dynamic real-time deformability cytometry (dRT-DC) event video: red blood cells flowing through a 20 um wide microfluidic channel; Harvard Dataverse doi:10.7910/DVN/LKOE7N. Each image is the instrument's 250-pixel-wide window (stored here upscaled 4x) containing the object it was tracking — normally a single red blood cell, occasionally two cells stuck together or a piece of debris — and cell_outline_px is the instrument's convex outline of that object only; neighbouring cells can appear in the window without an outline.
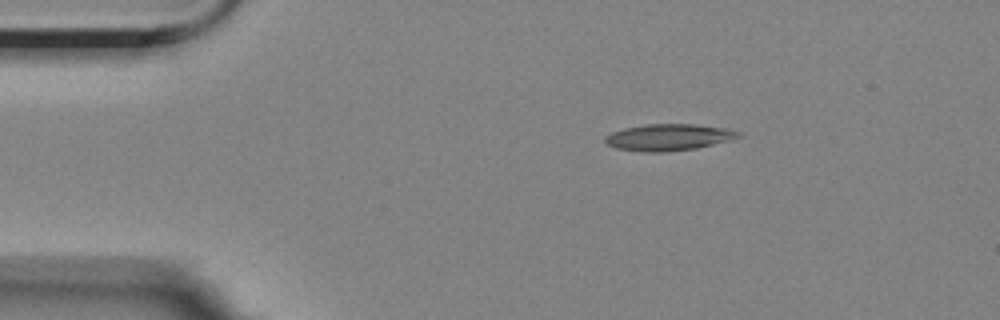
{"species": "Egyptian fruit bat (a non-hibernating species)", "species_latin": "Rousettus aegyptiacus", "temperature_condition": "room temperature", "stored_images_in_passage": 4, "camera_frame_rate_fps": 3000, "um_per_image_px": 0.085, "animal": {"sex": "female"}, "frame": {"image": 1, "passage_image": 1, "time_ms": 0.0, "image_size_px": [1000, 320], "cell_outline_px": [[744, 136], [696, 148], [660, 152], [644, 152], [616, 148], [608, 144], [604, 140], [604, 136], [612, 132], [624, 128], [644, 124], [696, 124], [724, 128], [740, 132]], "centroid_in_image_um": [56.81, 11.66], "position_along_channel_um": 28.2, "area_um2": 20.52}}
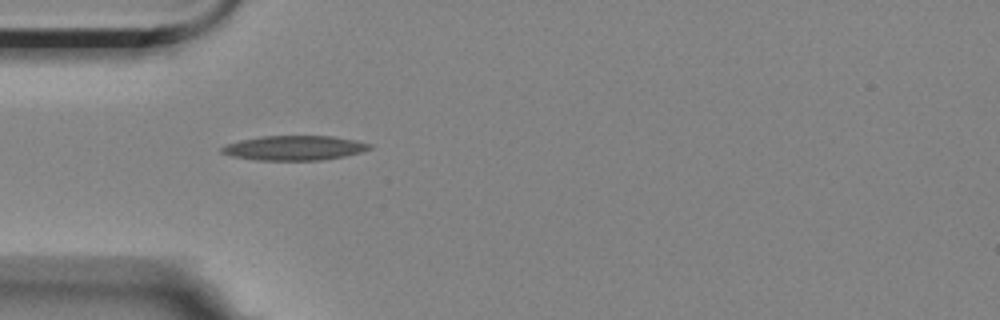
{"frame": {"image": 2, "passage_image": 3, "time_ms": 2.333, "image_size_px": [1000, 320], "cell_outline_px": [[372, 148], [360, 152], [344, 156], [320, 160], [256, 160], [232, 156], [220, 152], [220, 148], [224, 144], [240, 140], [260, 136], [332, 136], [356, 140], [372, 144]], "centroid_in_image_um": [24.99, 12.57], "position_along_channel_um": 60.0, "area_um2": 21.27}}
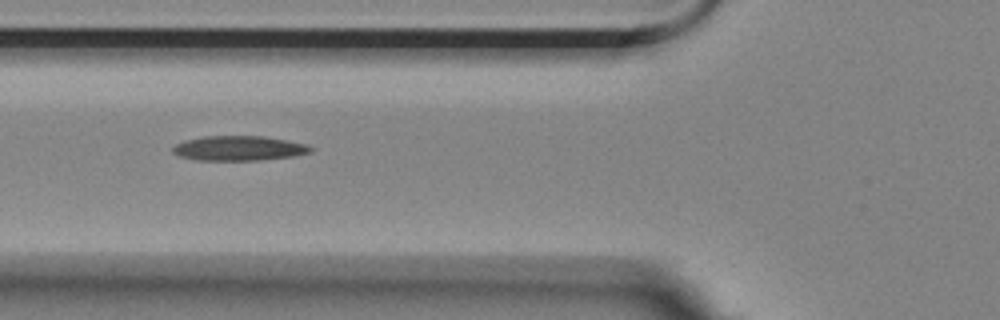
{"frame": {"image": 3, "passage_image": 4, "time_ms": 3.667, "image_size_px": [1000, 320], "cell_outline_px": [[312, 152], [292, 156], [260, 160], [196, 160], [176, 156], [172, 152], [172, 148], [176, 144], [184, 140], [204, 136], [264, 136], [288, 140], [308, 144], [312, 148]], "centroid_in_image_um": [20.28, 12.6], "position_along_channel_um": 105.5, "area_um2": 20.06}}